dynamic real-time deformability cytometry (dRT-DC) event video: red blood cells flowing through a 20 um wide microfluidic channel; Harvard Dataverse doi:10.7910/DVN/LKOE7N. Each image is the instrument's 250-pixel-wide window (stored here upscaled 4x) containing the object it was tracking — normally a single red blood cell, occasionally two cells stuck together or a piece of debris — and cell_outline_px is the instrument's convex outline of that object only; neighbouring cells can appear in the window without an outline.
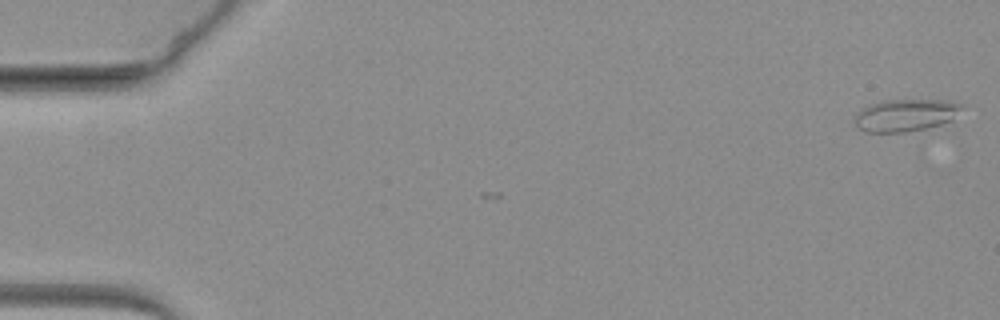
{"species": "common noctule bat (a hibernating species)", "species_latin": "Nyctalus noctula", "temperature_condition": "warm", "stored_images_in_passage": 5, "camera_frame_rate_fps": 3000, "um_per_image_px": 0.085, "animal": {"sex": "female", "body_mass_g": 19.3, "forearm_length_mm": 54.1}, "frame": {"image": 1, "passage_image": 1, "time_ms": 0.0, "image_size_px": [1000, 320], "cell_outline_px": [[964, 104], [952, 120], [940, 124], [924, 128], [904, 132], [868, 132], [860, 128], [852, 120], [856, 112], [860, 108], [868, 104], [880, 100], [948, 100]], "centroid_in_image_um": [76.92, 9.77], "position_along_channel_um": 8.1, "area_um2": 20.23}}